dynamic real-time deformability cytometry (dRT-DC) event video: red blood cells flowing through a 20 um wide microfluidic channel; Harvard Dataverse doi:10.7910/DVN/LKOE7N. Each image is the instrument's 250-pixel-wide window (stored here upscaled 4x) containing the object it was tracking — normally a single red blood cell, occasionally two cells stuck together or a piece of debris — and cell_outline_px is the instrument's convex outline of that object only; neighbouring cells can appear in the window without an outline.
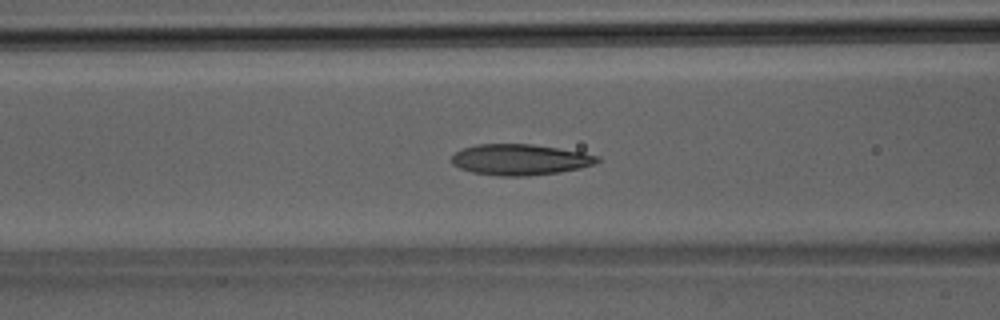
{"species": "Egyptian fruit bat (a non-hibernating species)", "species_latin": "Rousettus aegyptiacus", "temperature_condition": "room temperature", "stored_images_in_passage": 40, "camera_frame_rate_fps": 3000, "um_per_image_px": 0.085, "animal": {"sex": "male"}, "frame": {"image": 1, "passage_image": 16, "time_ms": 5.0, "image_size_px": [1000, 320], "cell_outline_px": [[600, 160], [592, 164], [580, 168], [560, 172], [528, 176], [496, 176], [472, 172], [460, 168], [452, 164], [452, 156], [456, 152], [464, 148], [476, 144], [532, 144], [584, 152], [600, 156]], "centroid_in_image_um": [44.21, 13.57], "position_along_channel_um": 122.4, "area_um2": 26.3}}
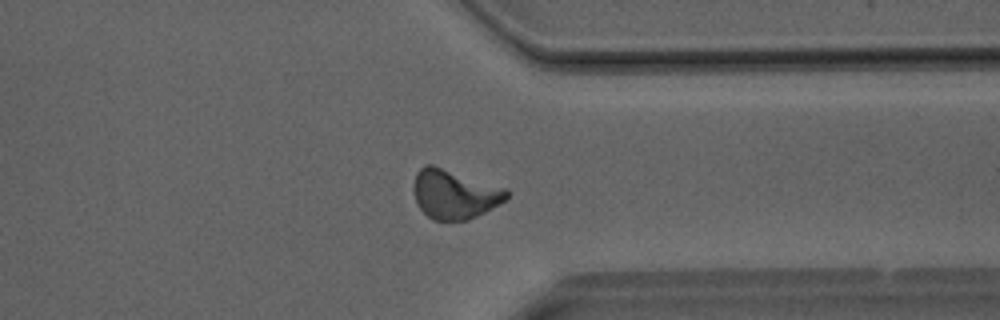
{"frame": {"image": 2, "passage_image": 31, "time_ms": 10.0, "image_size_px": [1000, 320], "cell_outline_px": [[508, 196], [504, 200], [484, 212], [468, 220], [432, 220], [416, 204], [412, 188], [416, 172], [424, 164], [432, 164], [508, 188]], "centroid_in_image_um": [38.59, 16.48], "position_along_channel_um": 372.8, "area_um2": 26.82}}
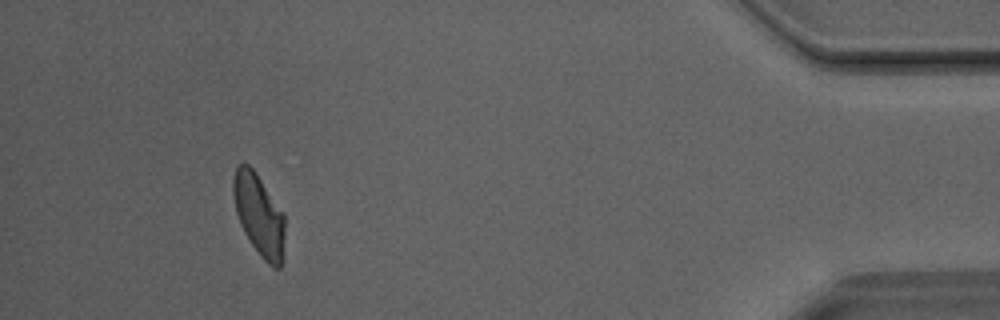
{"frame": {"image": 3, "passage_image": 37, "time_ms": 12.0, "image_size_px": [1000, 320], "cell_outline_px": [[284, 236], [280, 268], [272, 268], [260, 256], [244, 232], [240, 224], [236, 212], [232, 192], [232, 180], [236, 168], [240, 164], [248, 164], [252, 168], [284, 212]], "centroid_in_image_um": [22.0, 18.26], "position_along_channel_um": 413.2, "area_um2": 24.39}}